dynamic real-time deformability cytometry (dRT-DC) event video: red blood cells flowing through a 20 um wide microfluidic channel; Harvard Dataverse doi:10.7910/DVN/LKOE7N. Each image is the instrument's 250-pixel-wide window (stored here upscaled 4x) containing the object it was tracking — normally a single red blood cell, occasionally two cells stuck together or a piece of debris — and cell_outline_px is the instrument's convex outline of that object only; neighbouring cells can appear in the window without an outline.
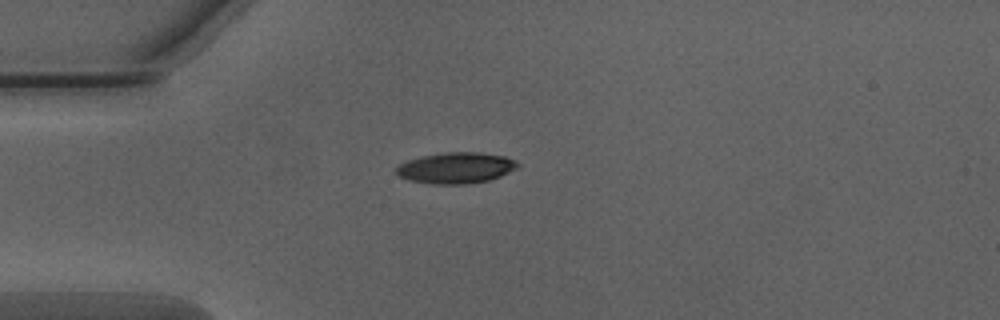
{"species": "Egyptian fruit bat (a non-hibernating species)", "species_latin": "Rousettus aegyptiacus", "temperature_condition": "warm", "stored_images_in_passage": 38, "camera_frame_rate_fps": 3000, "um_per_image_px": 0.085, "animal": {"sex": "male"}, "frame": {"image": 1, "passage_image": 1, "time_ms": 0.0, "image_size_px": [1000, 320], "cell_outline_px": [[520, 164], [516, 168], [500, 176], [488, 180], [468, 184], [432, 184], [408, 180], [400, 176], [396, 172], [396, 168], [400, 164], [408, 160], [420, 156], [444, 152], [476, 152], [504, 156]], "centroid_in_image_um": [38.72, 14.27], "position_along_channel_um": 46.3, "area_um2": 21.79}}
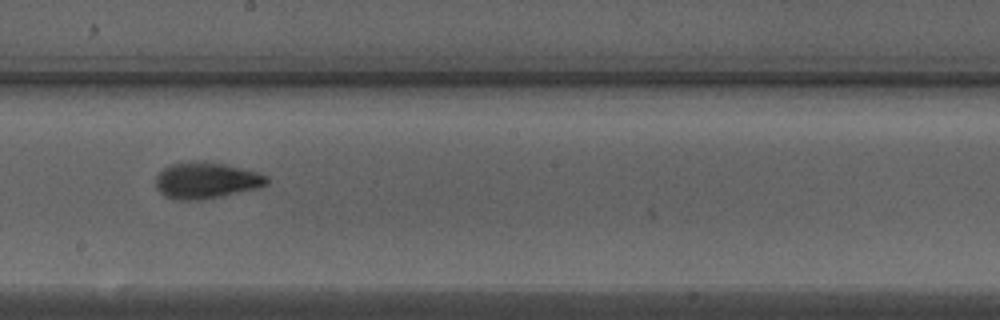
{"frame": {"image": 2, "passage_image": 16, "time_ms": 5.0, "image_size_px": [1000, 320], "cell_outline_px": [[268, 184], [260, 188], [200, 200], [180, 200], [164, 196], [156, 188], [156, 176], [164, 168], [172, 164], [204, 160], [224, 164], [256, 172], [268, 176]], "centroid_in_image_um": [17.53, 15.34], "position_along_channel_um": 230.7, "area_um2": 23.41}}
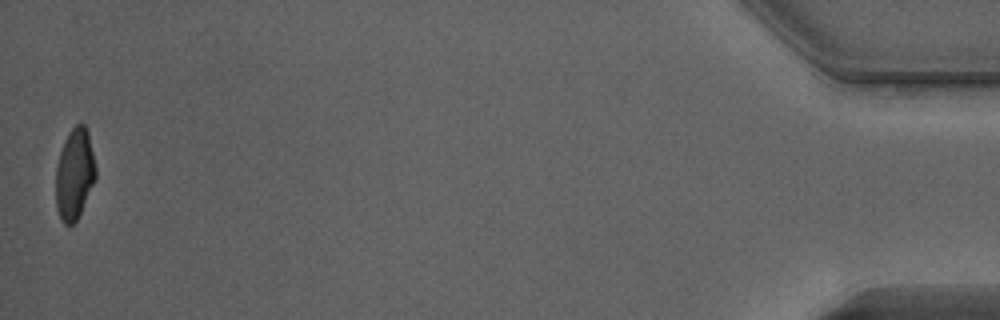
{"frame": {"image": 3, "passage_image": 38, "time_ms": 12.333, "image_size_px": [1000, 320], "cell_outline_px": [[96, 176], [80, 212], [76, 220], [72, 224], [64, 224], [60, 220], [56, 208], [56, 168], [60, 152], [64, 140], [68, 132], [76, 124], [84, 124], [88, 132], [96, 168]], "centroid_in_image_um": [6.32, 14.78], "position_along_channel_um": 428.9, "area_um2": 20.92}, "authors_computed_cell_mechanics": {"area_um2": 22.1374, "velocity_mm_per_s": 4.0431, "shape_relaxation_time_tau1_ms": 3.6485, "shape_relaxation_time_tau2_ms": 1.6677, "deformation_change_tau1": 0.1824, "deformation_change_tau2": 0.0783}}